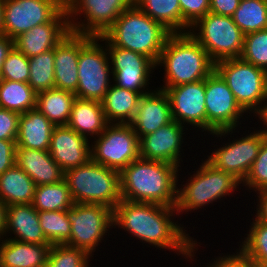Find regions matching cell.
Returning a JSON list of instances; mask_svg holds the SVG:
<instances>
[{
	"label": "cell",
	"instance_id": "31",
	"mask_svg": "<svg viewBox=\"0 0 267 267\" xmlns=\"http://www.w3.org/2000/svg\"><path fill=\"white\" fill-rule=\"evenodd\" d=\"M134 4L171 33H182L179 0H134Z\"/></svg>",
	"mask_w": 267,
	"mask_h": 267
},
{
	"label": "cell",
	"instance_id": "15",
	"mask_svg": "<svg viewBox=\"0 0 267 267\" xmlns=\"http://www.w3.org/2000/svg\"><path fill=\"white\" fill-rule=\"evenodd\" d=\"M106 44L113 84L127 90L147 94L154 89H148L156 65L146 56L121 47L111 45L102 35L98 36Z\"/></svg>",
	"mask_w": 267,
	"mask_h": 267
},
{
	"label": "cell",
	"instance_id": "19",
	"mask_svg": "<svg viewBox=\"0 0 267 267\" xmlns=\"http://www.w3.org/2000/svg\"><path fill=\"white\" fill-rule=\"evenodd\" d=\"M71 32L64 7L50 22L34 26L14 38V47L31 58L54 49Z\"/></svg>",
	"mask_w": 267,
	"mask_h": 267
},
{
	"label": "cell",
	"instance_id": "26",
	"mask_svg": "<svg viewBox=\"0 0 267 267\" xmlns=\"http://www.w3.org/2000/svg\"><path fill=\"white\" fill-rule=\"evenodd\" d=\"M109 124L101 102L76 97L67 124L69 128L93 141Z\"/></svg>",
	"mask_w": 267,
	"mask_h": 267
},
{
	"label": "cell",
	"instance_id": "6",
	"mask_svg": "<svg viewBox=\"0 0 267 267\" xmlns=\"http://www.w3.org/2000/svg\"><path fill=\"white\" fill-rule=\"evenodd\" d=\"M249 128L250 131L245 129L243 132L244 136L239 132L240 129L238 130V128L218 130L208 134L213 136L210 139L216 138L219 142L222 139V144H220V147L215 144L213 148H216L210 150L206 160L217 169L232 174L241 183L257 158L263 141L267 138V133L260 126ZM236 132L240 133L239 137ZM234 136H236V139ZM226 137L228 138L227 141L225 140Z\"/></svg>",
	"mask_w": 267,
	"mask_h": 267
},
{
	"label": "cell",
	"instance_id": "11",
	"mask_svg": "<svg viewBox=\"0 0 267 267\" xmlns=\"http://www.w3.org/2000/svg\"><path fill=\"white\" fill-rule=\"evenodd\" d=\"M67 216L71 223V235L66 244L94 257L100 243H105L107 235H111L113 210L101 204L75 203L67 209Z\"/></svg>",
	"mask_w": 267,
	"mask_h": 267
},
{
	"label": "cell",
	"instance_id": "17",
	"mask_svg": "<svg viewBox=\"0 0 267 267\" xmlns=\"http://www.w3.org/2000/svg\"><path fill=\"white\" fill-rule=\"evenodd\" d=\"M159 89L164 90L168 96L174 121L190 130H197L196 134L201 130V134L204 132L202 135H207L205 79Z\"/></svg>",
	"mask_w": 267,
	"mask_h": 267
},
{
	"label": "cell",
	"instance_id": "12",
	"mask_svg": "<svg viewBox=\"0 0 267 267\" xmlns=\"http://www.w3.org/2000/svg\"><path fill=\"white\" fill-rule=\"evenodd\" d=\"M93 140L91 159L118 172L140 157L139 138L129 124L110 123Z\"/></svg>",
	"mask_w": 267,
	"mask_h": 267
},
{
	"label": "cell",
	"instance_id": "28",
	"mask_svg": "<svg viewBox=\"0 0 267 267\" xmlns=\"http://www.w3.org/2000/svg\"><path fill=\"white\" fill-rule=\"evenodd\" d=\"M36 185L16 164L0 175V199L6 206L32 204Z\"/></svg>",
	"mask_w": 267,
	"mask_h": 267
},
{
	"label": "cell",
	"instance_id": "4",
	"mask_svg": "<svg viewBox=\"0 0 267 267\" xmlns=\"http://www.w3.org/2000/svg\"><path fill=\"white\" fill-rule=\"evenodd\" d=\"M171 32L133 4L102 35L111 45L148 57L155 65Z\"/></svg>",
	"mask_w": 267,
	"mask_h": 267
},
{
	"label": "cell",
	"instance_id": "21",
	"mask_svg": "<svg viewBox=\"0 0 267 267\" xmlns=\"http://www.w3.org/2000/svg\"><path fill=\"white\" fill-rule=\"evenodd\" d=\"M152 87L153 91L141 96L137 111L129 122L139 139L173 121L167 94L164 90Z\"/></svg>",
	"mask_w": 267,
	"mask_h": 267
},
{
	"label": "cell",
	"instance_id": "3",
	"mask_svg": "<svg viewBox=\"0 0 267 267\" xmlns=\"http://www.w3.org/2000/svg\"><path fill=\"white\" fill-rule=\"evenodd\" d=\"M163 68V85L170 88L206 79L214 70L215 63L206 50L188 33H171L156 63Z\"/></svg>",
	"mask_w": 267,
	"mask_h": 267
},
{
	"label": "cell",
	"instance_id": "36",
	"mask_svg": "<svg viewBox=\"0 0 267 267\" xmlns=\"http://www.w3.org/2000/svg\"><path fill=\"white\" fill-rule=\"evenodd\" d=\"M54 49L29 58V81L36 94L55 87Z\"/></svg>",
	"mask_w": 267,
	"mask_h": 267
},
{
	"label": "cell",
	"instance_id": "40",
	"mask_svg": "<svg viewBox=\"0 0 267 267\" xmlns=\"http://www.w3.org/2000/svg\"><path fill=\"white\" fill-rule=\"evenodd\" d=\"M29 74V58L13 47L3 63L0 80L28 83Z\"/></svg>",
	"mask_w": 267,
	"mask_h": 267
},
{
	"label": "cell",
	"instance_id": "1",
	"mask_svg": "<svg viewBox=\"0 0 267 267\" xmlns=\"http://www.w3.org/2000/svg\"><path fill=\"white\" fill-rule=\"evenodd\" d=\"M177 216L175 207L121 200L113 209V227L125 230L142 245L167 249L184 257L185 262L195 264L198 256L196 259L194 256L202 244L190 236L193 232L188 233L186 226L175 220Z\"/></svg>",
	"mask_w": 267,
	"mask_h": 267
},
{
	"label": "cell",
	"instance_id": "5",
	"mask_svg": "<svg viewBox=\"0 0 267 267\" xmlns=\"http://www.w3.org/2000/svg\"><path fill=\"white\" fill-rule=\"evenodd\" d=\"M201 162L200 166L196 168L197 170L194 169L193 174L187 176V181H181L179 177L182 176L178 174L175 208L179 217L183 213L189 214L198 209L204 211V209L206 210L204 207L208 208L209 204L221 203L225 198L227 199V196L233 197L234 192L239 191L240 193L239 188L242 189L241 182L232 174L217 169L205 158L204 160L202 158ZM184 182L186 183L182 184Z\"/></svg>",
	"mask_w": 267,
	"mask_h": 267
},
{
	"label": "cell",
	"instance_id": "27",
	"mask_svg": "<svg viewBox=\"0 0 267 267\" xmlns=\"http://www.w3.org/2000/svg\"><path fill=\"white\" fill-rule=\"evenodd\" d=\"M55 125L36 108L20 114L17 147L48 150Z\"/></svg>",
	"mask_w": 267,
	"mask_h": 267
},
{
	"label": "cell",
	"instance_id": "44",
	"mask_svg": "<svg viewBox=\"0 0 267 267\" xmlns=\"http://www.w3.org/2000/svg\"><path fill=\"white\" fill-rule=\"evenodd\" d=\"M20 114L0 108V139L16 140Z\"/></svg>",
	"mask_w": 267,
	"mask_h": 267
},
{
	"label": "cell",
	"instance_id": "20",
	"mask_svg": "<svg viewBox=\"0 0 267 267\" xmlns=\"http://www.w3.org/2000/svg\"><path fill=\"white\" fill-rule=\"evenodd\" d=\"M90 142L68 126H55L48 151L53 160L65 172L91 160Z\"/></svg>",
	"mask_w": 267,
	"mask_h": 267
},
{
	"label": "cell",
	"instance_id": "38",
	"mask_svg": "<svg viewBox=\"0 0 267 267\" xmlns=\"http://www.w3.org/2000/svg\"><path fill=\"white\" fill-rule=\"evenodd\" d=\"M91 259V256L77 247L67 244L51 245L45 267H90Z\"/></svg>",
	"mask_w": 267,
	"mask_h": 267
},
{
	"label": "cell",
	"instance_id": "25",
	"mask_svg": "<svg viewBox=\"0 0 267 267\" xmlns=\"http://www.w3.org/2000/svg\"><path fill=\"white\" fill-rule=\"evenodd\" d=\"M51 244L0 239V267H45Z\"/></svg>",
	"mask_w": 267,
	"mask_h": 267
},
{
	"label": "cell",
	"instance_id": "14",
	"mask_svg": "<svg viewBox=\"0 0 267 267\" xmlns=\"http://www.w3.org/2000/svg\"><path fill=\"white\" fill-rule=\"evenodd\" d=\"M205 97L207 134L224 129L247 128L241 125L248 122L250 116L240 107L226 81L216 70L205 79Z\"/></svg>",
	"mask_w": 267,
	"mask_h": 267
},
{
	"label": "cell",
	"instance_id": "29",
	"mask_svg": "<svg viewBox=\"0 0 267 267\" xmlns=\"http://www.w3.org/2000/svg\"><path fill=\"white\" fill-rule=\"evenodd\" d=\"M141 94L113 84L102 103L105 117L109 123L129 124L137 111Z\"/></svg>",
	"mask_w": 267,
	"mask_h": 267
},
{
	"label": "cell",
	"instance_id": "34",
	"mask_svg": "<svg viewBox=\"0 0 267 267\" xmlns=\"http://www.w3.org/2000/svg\"><path fill=\"white\" fill-rule=\"evenodd\" d=\"M232 19L244 35L267 29V0H241Z\"/></svg>",
	"mask_w": 267,
	"mask_h": 267
},
{
	"label": "cell",
	"instance_id": "50",
	"mask_svg": "<svg viewBox=\"0 0 267 267\" xmlns=\"http://www.w3.org/2000/svg\"><path fill=\"white\" fill-rule=\"evenodd\" d=\"M6 204L0 199V239L3 238L6 225Z\"/></svg>",
	"mask_w": 267,
	"mask_h": 267
},
{
	"label": "cell",
	"instance_id": "43",
	"mask_svg": "<svg viewBox=\"0 0 267 267\" xmlns=\"http://www.w3.org/2000/svg\"><path fill=\"white\" fill-rule=\"evenodd\" d=\"M235 250L237 251L232 254L230 252L219 253L220 256H214L209 263H206L208 265L204 267H255L249 256L240 248Z\"/></svg>",
	"mask_w": 267,
	"mask_h": 267
},
{
	"label": "cell",
	"instance_id": "48",
	"mask_svg": "<svg viewBox=\"0 0 267 267\" xmlns=\"http://www.w3.org/2000/svg\"><path fill=\"white\" fill-rule=\"evenodd\" d=\"M13 47L14 39H11L6 35L0 34V73L8 53L12 50Z\"/></svg>",
	"mask_w": 267,
	"mask_h": 267
},
{
	"label": "cell",
	"instance_id": "35",
	"mask_svg": "<svg viewBox=\"0 0 267 267\" xmlns=\"http://www.w3.org/2000/svg\"><path fill=\"white\" fill-rule=\"evenodd\" d=\"M250 221V228L242 241L237 242L238 246L241 243L239 248L249 256L255 267H267V224L254 217Z\"/></svg>",
	"mask_w": 267,
	"mask_h": 267
},
{
	"label": "cell",
	"instance_id": "30",
	"mask_svg": "<svg viewBox=\"0 0 267 267\" xmlns=\"http://www.w3.org/2000/svg\"><path fill=\"white\" fill-rule=\"evenodd\" d=\"M75 99V93L54 87L37 94L36 109L55 126H67Z\"/></svg>",
	"mask_w": 267,
	"mask_h": 267
},
{
	"label": "cell",
	"instance_id": "8",
	"mask_svg": "<svg viewBox=\"0 0 267 267\" xmlns=\"http://www.w3.org/2000/svg\"><path fill=\"white\" fill-rule=\"evenodd\" d=\"M78 78L77 98L103 101L113 75L106 44L97 36L80 34Z\"/></svg>",
	"mask_w": 267,
	"mask_h": 267
},
{
	"label": "cell",
	"instance_id": "46",
	"mask_svg": "<svg viewBox=\"0 0 267 267\" xmlns=\"http://www.w3.org/2000/svg\"><path fill=\"white\" fill-rule=\"evenodd\" d=\"M241 0H210V12L216 15L232 16Z\"/></svg>",
	"mask_w": 267,
	"mask_h": 267
},
{
	"label": "cell",
	"instance_id": "33",
	"mask_svg": "<svg viewBox=\"0 0 267 267\" xmlns=\"http://www.w3.org/2000/svg\"><path fill=\"white\" fill-rule=\"evenodd\" d=\"M67 182L39 185L35 188L33 207L37 211L67 210L74 205Z\"/></svg>",
	"mask_w": 267,
	"mask_h": 267
},
{
	"label": "cell",
	"instance_id": "23",
	"mask_svg": "<svg viewBox=\"0 0 267 267\" xmlns=\"http://www.w3.org/2000/svg\"><path fill=\"white\" fill-rule=\"evenodd\" d=\"M79 52L80 34L72 31L54 48L55 88L77 91Z\"/></svg>",
	"mask_w": 267,
	"mask_h": 267
},
{
	"label": "cell",
	"instance_id": "18",
	"mask_svg": "<svg viewBox=\"0 0 267 267\" xmlns=\"http://www.w3.org/2000/svg\"><path fill=\"white\" fill-rule=\"evenodd\" d=\"M187 130L191 132L188 127L173 120L155 132L141 137L139 139L140 158L174 164L182 168L184 161L182 158L185 157L183 147L188 145V142H185V139L188 140Z\"/></svg>",
	"mask_w": 267,
	"mask_h": 267
},
{
	"label": "cell",
	"instance_id": "24",
	"mask_svg": "<svg viewBox=\"0 0 267 267\" xmlns=\"http://www.w3.org/2000/svg\"><path fill=\"white\" fill-rule=\"evenodd\" d=\"M15 164L30 176L36 186L53 184L64 179V171L48 150L16 147Z\"/></svg>",
	"mask_w": 267,
	"mask_h": 267
},
{
	"label": "cell",
	"instance_id": "37",
	"mask_svg": "<svg viewBox=\"0 0 267 267\" xmlns=\"http://www.w3.org/2000/svg\"><path fill=\"white\" fill-rule=\"evenodd\" d=\"M39 224L51 245L66 244L71 235L67 210L38 211Z\"/></svg>",
	"mask_w": 267,
	"mask_h": 267
},
{
	"label": "cell",
	"instance_id": "9",
	"mask_svg": "<svg viewBox=\"0 0 267 267\" xmlns=\"http://www.w3.org/2000/svg\"><path fill=\"white\" fill-rule=\"evenodd\" d=\"M215 70L226 81L240 107L252 120L256 118L267 99V71L241 58L218 61Z\"/></svg>",
	"mask_w": 267,
	"mask_h": 267
},
{
	"label": "cell",
	"instance_id": "45",
	"mask_svg": "<svg viewBox=\"0 0 267 267\" xmlns=\"http://www.w3.org/2000/svg\"><path fill=\"white\" fill-rule=\"evenodd\" d=\"M16 140L0 139V175L15 165Z\"/></svg>",
	"mask_w": 267,
	"mask_h": 267
},
{
	"label": "cell",
	"instance_id": "49",
	"mask_svg": "<svg viewBox=\"0 0 267 267\" xmlns=\"http://www.w3.org/2000/svg\"><path fill=\"white\" fill-rule=\"evenodd\" d=\"M254 119H256L258 123H260L258 126L261 125L260 128L267 133V99L265 101L263 109Z\"/></svg>",
	"mask_w": 267,
	"mask_h": 267
},
{
	"label": "cell",
	"instance_id": "47",
	"mask_svg": "<svg viewBox=\"0 0 267 267\" xmlns=\"http://www.w3.org/2000/svg\"><path fill=\"white\" fill-rule=\"evenodd\" d=\"M256 194L252 195L255 196L256 198V210L254 209L253 213H256V215L254 214V217L257 221H261L263 223L267 224V189H261L255 192Z\"/></svg>",
	"mask_w": 267,
	"mask_h": 267
},
{
	"label": "cell",
	"instance_id": "22",
	"mask_svg": "<svg viewBox=\"0 0 267 267\" xmlns=\"http://www.w3.org/2000/svg\"><path fill=\"white\" fill-rule=\"evenodd\" d=\"M3 238L24 243L50 244L40 227L38 211L32 204H12L7 206Z\"/></svg>",
	"mask_w": 267,
	"mask_h": 267
},
{
	"label": "cell",
	"instance_id": "42",
	"mask_svg": "<svg viewBox=\"0 0 267 267\" xmlns=\"http://www.w3.org/2000/svg\"><path fill=\"white\" fill-rule=\"evenodd\" d=\"M182 14V33L210 12V0H179Z\"/></svg>",
	"mask_w": 267,
	"mask_h": 267
},
{
	"label": "cell",
	"instance_id": "10",
	"mask_svg": "<svg viewBox=\"0 0 267 267\" xmlns=\"http://www.w3.org/2000/svg\"><path fill=\"white\" fill-rule=\"evenodd\" d=\"M188 33L206 50L214 63L241 56L244 34L232 16L209 12L198 19Z\"/></svg>",
	"mask_w": 267,
	"mask_h": 267
},
{
	"label": "cell",
	"instance_id": "51",
	"mask_svg": "<svg viewBox=\"0 0 267 267\" xmlns=\"http://www.w3.org/2000/svg\"><path fill=\"white\" fill-rule=\"evenodd\" d=\"M4 1L0 0V34H3Z\"/></svg>",
	"mask_w": 267,
	"mask_h": 267
},
{
	"label": "cell",
	"instance_id": "32",
	"mask_svg": "<svg viewBox=\"0 0 267 267\" xmlns=\"http://www.w3.org/2000/svg\"><path fill=\"white\" fill-rule=\"evenodd\" d=\"M36 98L28 83L0 80V108L22 114L36 108Z\"/></svg>",
	"mask_w": 267,
	"mask_h": 267
},
{
	"label": "cell",
	"instance_id": "7",
	"mask_svg": "<svg viewBox=\"0 0 267 267\" xmlns=\"http://www.w3.org/2000/svg\"><path fill=\"white\" fill-rule=\"evenodd\" d=\"M74 203L101 204L111 208L122 200L120 172L94 162L64 172Z\"/></svg>",
	"mask_w": 267,
	"mask_h": 267
},
{
	"label": "cell",
	"instance_id": "39",
	"mask_svg": "<svg viewBox=\"0 0 267 267\" xmlns=\"http://www.w3.org/2000/svg\"><path fill=\"white\" fill-rule=\"evenodd\" d=\"M240 58L267 71V29L244 35Z\"/></svg>",
	"mask_w": 267,
	"mask_h": 267
},
{
	"label": "cell",
	"instance_id": "13",
	"mask_svg": "<svg viewBox=\"0 0 267 267\" xmlns=\"http://www.w3.org/2000/svg\"><path fill=\"white\" fill-rule=\"evenodd\" d=\"M133 4L134 0H68L65 7L70 30L78 34L101 36Z\"/></svg>",
	"mask_w": 267,
	"mask_h": 267
},
{
	"label": "cell",
	"instance_id": "16",
	"mask_svg": "<svg viewBox=\"0 0 267 267\" xmlns=\"http://www.w3.org/2000/svg\"><path fill=\"white\" fill-rule=\"evenodd\" d=\"M63 0H5L3 35L11 39L50 22L63 8Z\"/></svg>",
	"mask_w": 267,
	"mask_h": 267
},
{
	"label": "cell",
	"instance_id": "2",
	"mask_svg": "<svg viewBox=\"0 0 267 267\" xmlns=\"http://www.w3.org/2000/svg\"><path fill=\"white\" fill-rule=\"evenodd\" d=\"M181 170L174 164L139 157L120 172L122 200L175 207Z\"/></svg>",
	"mask_w": 267,
	"mask_h": 267
},
{
	"label": "cell",
	"instance_id": "41",
	"mask_svg": "<svg viewBox=\"0 0 267 267\" xmlns=\"http://www.w3.org/2000/svg\"><path fill=\"white\" fill-rule=\"evenodd\" d=\"M241 184L249 193L267 189V138L263 141L257 158Z\"/></svg>",
	"mask_w": 267,
	"mask_h": 267
}]
</instances>
